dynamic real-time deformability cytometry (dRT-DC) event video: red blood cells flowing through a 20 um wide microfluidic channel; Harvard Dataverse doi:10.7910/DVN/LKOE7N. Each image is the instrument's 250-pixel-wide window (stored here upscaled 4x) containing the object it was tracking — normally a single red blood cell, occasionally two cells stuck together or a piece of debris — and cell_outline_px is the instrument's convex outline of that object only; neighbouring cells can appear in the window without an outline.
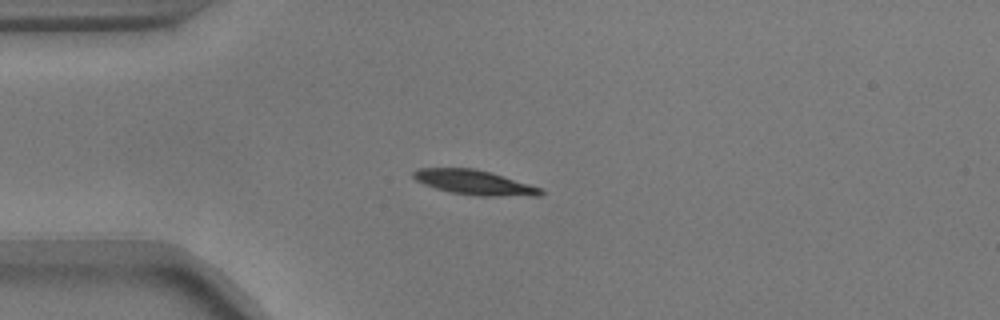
{"species": "common noctule bat (a hibernating species)", "species_latin": "Nyctalus noctula", "temperature_condition": "warm", "stored_images_in_passage": 5, "camera_frame_rate_fps": 3000, "um_per_image_px": 0.085, "animal": {"sex": "male", "body_mass_g": 17.9}, "frame": {"image": 1, "passage_image": 1, "time_ms": 0.0, "image_size_px": [1000, 320], "cell_outline_px": [[544, 192], [540, 196], [480, 196], [452, 192], [436, 188], [424, 184], [416, 180], [412, 176], [412, 172], [420, 168], [476, 168], [528, 184], [540, 188]], "centroid_in_image_um": [40.3, 15.51], "position_along_channel_um": 44.7, "area_um2": 18.03}}